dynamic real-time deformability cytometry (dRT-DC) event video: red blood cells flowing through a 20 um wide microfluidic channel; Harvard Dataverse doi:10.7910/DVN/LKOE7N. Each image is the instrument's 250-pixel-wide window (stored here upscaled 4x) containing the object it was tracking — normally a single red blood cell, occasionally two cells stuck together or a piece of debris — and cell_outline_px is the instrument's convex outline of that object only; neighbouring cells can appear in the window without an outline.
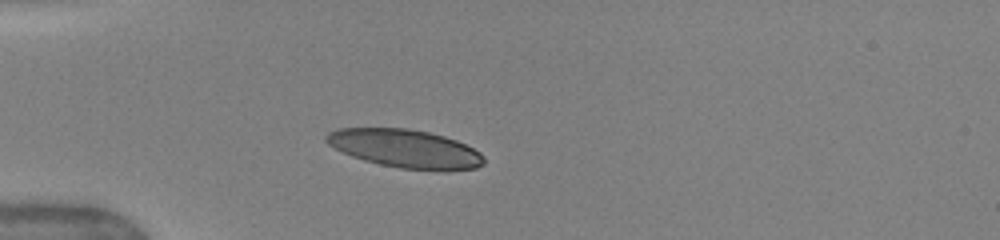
{"species": "human", "species_latin": "Homo sapiens", "temperature_condition": "warm", "stored_images_in_passage": 5, "camera_frame_rate_fps": 3000, "um_per_image_px": 0.085, "donor": {"sex": "female"}, "frame": {"image": 1, "passage_image": 1, "time_ms": 0.0, "image_size_px": [1000, 240], "cell_outline_px": [[484, 164], [476, 168], [400, 168], [380, 164], [364, 160], [352, 156], [328, 144], [324, 140], [324, 136], [328, 132], [336, 128], [408, 128], [428, 132], [444, 136], [456, 140], [480, 152], [484, 156]], "centroid_in_image_um": [34.37, 12.59], "position_along_channel_um": 50.6, "area_um2": 34.39}}